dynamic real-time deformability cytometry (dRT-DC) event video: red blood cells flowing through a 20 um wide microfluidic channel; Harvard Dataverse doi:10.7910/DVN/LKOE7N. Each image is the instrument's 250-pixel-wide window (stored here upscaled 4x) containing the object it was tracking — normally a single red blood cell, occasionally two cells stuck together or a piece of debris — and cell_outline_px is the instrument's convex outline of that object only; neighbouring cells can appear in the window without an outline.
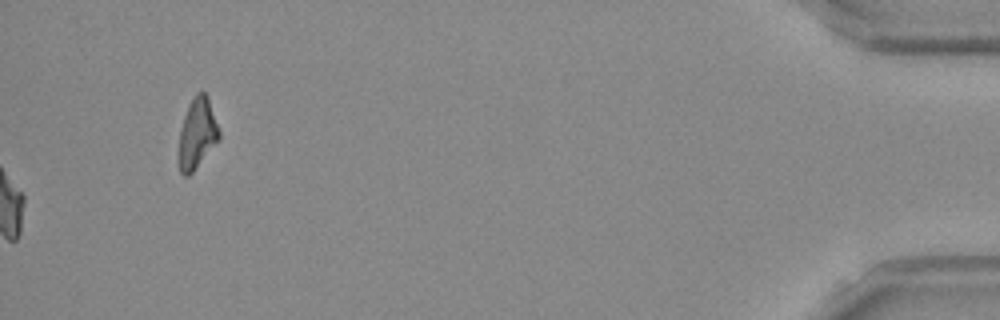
{"species": "Egyptian fruit bat (a non-hibernating species)", "species_latin": "Rousettus aegyptiacus", "temperature_condition": "room temperature", "stored_images_in_passage": 49, "camera_frame_rate_fps": 3000, "um_per_image_px": 0.085, "frame": {"image": 1, "passage_image": 49, "time_ms": 16.0, "image_size_px": [1000, 320], "cell_outline_px": [[220, 140], [192, 172], [188, 176], [184, 176], [180, 172], [176, 160], [180, 132], [184, 116], [188, 104], [192, 96], [196, 92], [204, 92], [208, 96], [220, 132]], "centroid_in_image_um": [16.73, 11.36], "position_along_channel_um": 418.5, "area_um2": 16.99}, "authors_computed_cell_mechanics": {"area_um2": 20.519, "velocity_mm_per_s": 3.8481, "shape_relaxation_time_tau1_ms": 10.4509, "shape_relaxation_time_tau2_ms": 3.715, "deformation_change_tau1": 0.2402, "deformation_change_tau2": 0.1167}}